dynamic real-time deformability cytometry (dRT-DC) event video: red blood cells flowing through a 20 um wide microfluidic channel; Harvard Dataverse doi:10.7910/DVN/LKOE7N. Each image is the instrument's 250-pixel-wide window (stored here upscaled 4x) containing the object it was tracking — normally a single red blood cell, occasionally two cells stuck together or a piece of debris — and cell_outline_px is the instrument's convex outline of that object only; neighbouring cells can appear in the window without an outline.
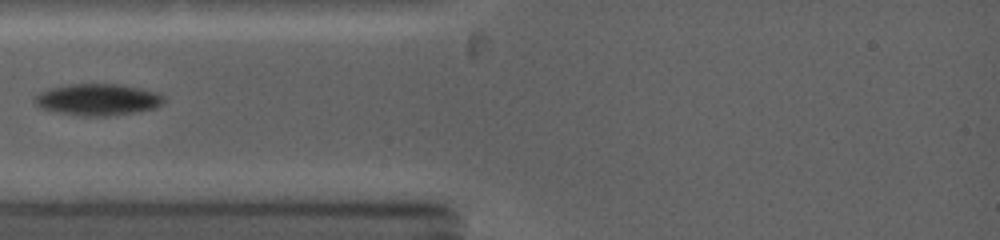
{"species": "common noctule bat (a hibernating species)", "species_latin": "Nyctalus noctula", "temperature_condition": "warm", "stored_images_in_passage": 48, "camera_frame_rate_fps": 5000, "um_per_image_px": 0.085, "animal": {"sex": "female", "body_mass_g": 19.0, "forearm_length_mm": 53.3}, "frame": {"image": 1, "passage_image": 1, "time_ms": 0.0, "image_size_px": [1000, 240], "cell_outline_px": [[164, 100], [156, 108], [132, 112], [104, 116], [84, 116], [56, 112], [40, 108], [32, 104], [32, 96], [48, 88], [68, 84], [120, 84], [140, 88], [156, 92], [164, 96]], "centroid_in_image_um": [8.22, 8.45], "position_along_channel_um": 76.8, "area_um2": 23.93}}
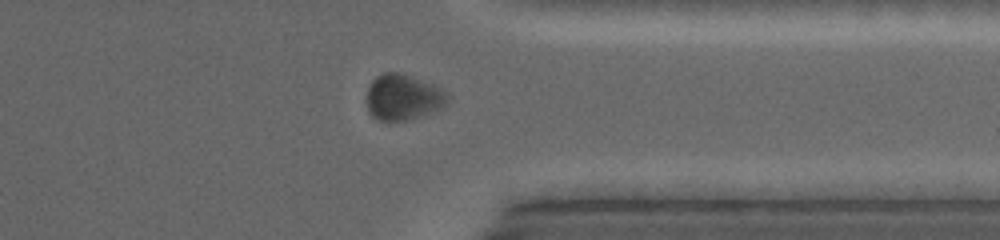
{"frame": {"image": 2, "passage_image": 31, "time_ms": 7.2, "image_size_px": [1000, 240], "cell_outline_px": [[448, 104], [436, 112], [408, 120], [388, 124], [376, 120], [368, 112], [368, 84], [376, 76], [384, 72], [400, 72], [432, 84], [448, 92]], "centroid_in_image_um": [34.26, 8.31], "position_along_channel_um": 377.1, "area_um2": 22.31}}
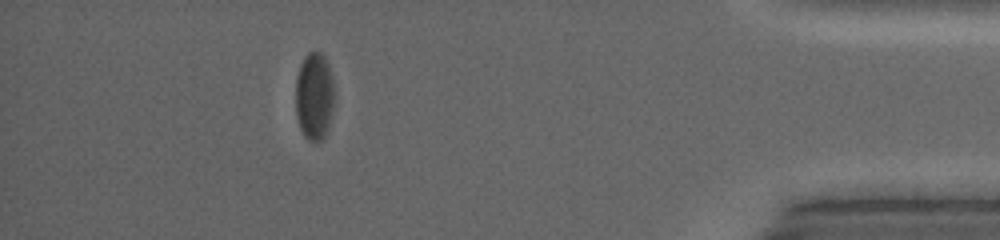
{"frame": {"image": 3, "passage_image": 39, "time_ms": 9.2, "image_size_px": [1000, 240], "cell_outline_px": [[336, 92], [328, 132], [324, 140], [308, 140], [304, 136], [300, 128], [296, 116], [296, 76], [300, 64], [304, 56], [308, 52], [320, 52], [324, 56], [328, 64], [332, 76]], "centroid_in_image_um": [26.74, 8.18], "position_along_channel_um": 408.5, "area_um2": 20.35}}